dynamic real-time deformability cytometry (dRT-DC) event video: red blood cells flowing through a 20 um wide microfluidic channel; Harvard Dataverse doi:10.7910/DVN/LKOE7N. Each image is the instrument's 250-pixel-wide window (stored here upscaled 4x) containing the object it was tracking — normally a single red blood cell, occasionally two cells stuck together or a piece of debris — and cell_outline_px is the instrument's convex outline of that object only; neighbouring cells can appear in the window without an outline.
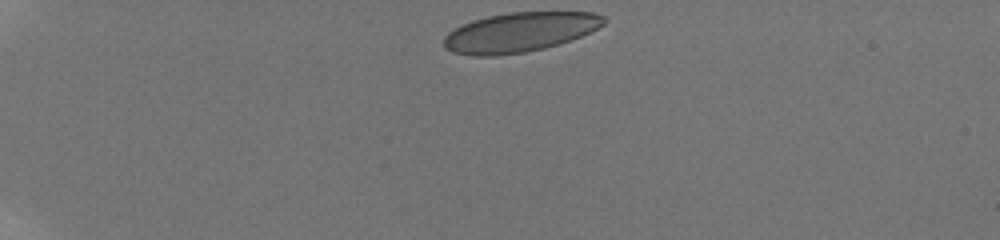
{"species": "human", "species_latin": "Homo sapiens", "temperature_condition": "room temperature", "stored_images_in_passage": 42, "camera_frame_rate_fps": 3000, "um_per_image_px": 0.085, "donor": {"sex": "male"}, "frame": {"image": 1, "passage_image": 1, "time_ms": 0.0, "image_size_px": [1000, 240], "cell_outline_px": [[608, 20], [604, 24], [580, 36], [544, 48], [524, 52], [496, 56], [472, 56], [452, 52], [444, 48], [444, 36], [448, 32], [472, 20], [488, 16], [508, 12], [592, 12], [604, 16]], "centroid_in_image_um": [44.14, 2.74], "position_along_channel_um": 40.9, "area_um2": 36.7}}
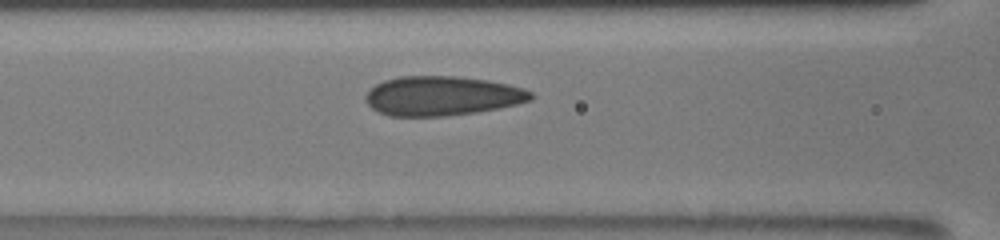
{"frame": {"image": 2, "passage_image": 14, "time_ms": 4.333, "image_size_px": [1000, 240], "cell_outline_px": [[536, 96], [532, 100], [500, 108], [476, 112], [444, 116], [388, 116], [376, 112], [368, 104], [364, 96], [376, 84], [384, 80], [400, 76], [456, 76], [488, 80], [508, 84], [524, 88], [532, 92]], "centroid_in_image_um": [37.59, 8.15], "position_along_channel_um": 129.0, "area_um2": 38.21}}
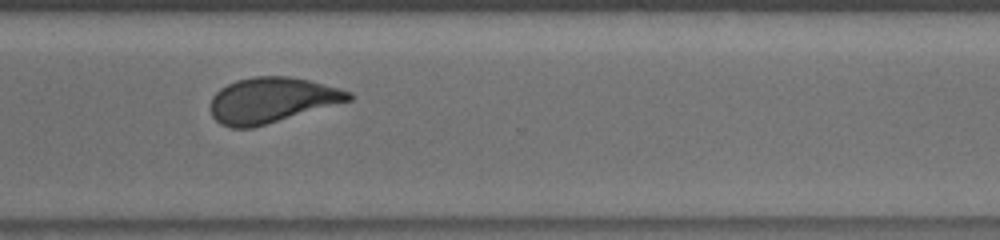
{"frame": {"image": 3, "passage_image": 31, "time_ms": 10.0, "image_size_px": [1000, 240], "cell_outline_px": [[352, 100], [252, 128], [232, 128], [220, 124], [212, 116], [208, 108], [212, 96], [220, 88], [236, 80], [252, 76], [288, 76], [308, 80], [324, 84], [352, 92]], "centroid_in_image_um": [23.05, 8.51], "position_along_channel_um": 347.6, "area_um2": 36.65}, "authors_computed_cell_mechanics": {"area_um2": 37.5122, "velocity_mm_per_s": 3.856, "shape_relaxation_time_tau1_ms": 9.6, "shape_relaxation_time_tau2_ms": 0.8593, "deformation_change_tau1": 0.2072, "deformation_change_tau2": 0.0736}}